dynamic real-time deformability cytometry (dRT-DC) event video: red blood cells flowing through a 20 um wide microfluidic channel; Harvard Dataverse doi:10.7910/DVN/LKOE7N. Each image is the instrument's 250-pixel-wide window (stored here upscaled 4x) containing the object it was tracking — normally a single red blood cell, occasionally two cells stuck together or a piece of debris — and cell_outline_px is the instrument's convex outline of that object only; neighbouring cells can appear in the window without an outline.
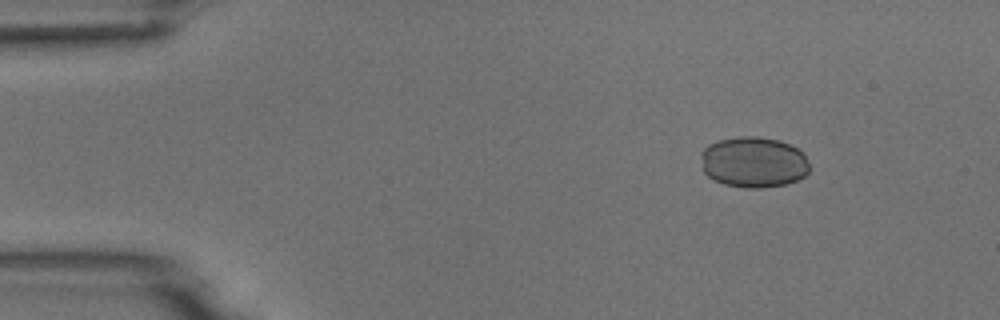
{"species": "common noctule bat (a hibernating species)", "species_latin": "Nyctalus noctula", "temperature_condition": "room temperature", "stored_images_in_passage": 7, "camera_frame_rate_fps": 3000, "um_per_image_px": 0.085, "animal": {"sex": "male", "body_mass_g": 18.8}, "frame": {"image": 1, "passage_image": 2, "time_ms": 1.333, "image_size_px": [1000, 320], "cell_outline_px": [[808, 172], [804, 176], [796, 180], [784, 184], [760, 188], [748, 188], [724, 184], [712, 180], [704, 172], [700, 156], [700, 152], [708, 144], [720, 140], [736, 136], [756, 136], [780, 140], [804, 152], [808, 164]], "centroid_in_image_um": [64.02, 13.77], "position_along_channel_um": 21.0, "area_um2": 32.31}}